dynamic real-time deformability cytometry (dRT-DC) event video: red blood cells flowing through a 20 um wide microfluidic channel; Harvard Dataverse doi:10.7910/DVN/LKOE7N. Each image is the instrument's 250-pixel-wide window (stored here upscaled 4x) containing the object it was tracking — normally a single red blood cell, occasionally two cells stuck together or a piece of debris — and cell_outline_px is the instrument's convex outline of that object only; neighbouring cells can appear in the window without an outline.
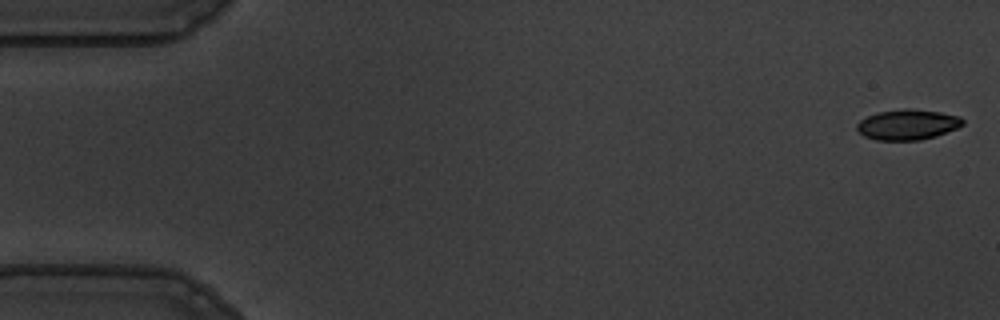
{"species": "common noctule bat (a hibernating species)", "species_latin": "Nyctalus noctula", "temperature_condition": "warm", "stored_images_in_passage": 16, "camera_frame_rate_fps": 3000, "um_per_image_px": 0.085, "animal": {"sex": "male", "body_mass_g": 19.5, "forearm_length_mm": 54.6}, "frame": {"image": 1, "passage_image": 1, "time_ms": 0.0, "image_size_px": [1000, 320], "cell_outline_px": [[964, 124], [956, 128], [936, 136], [920, 140], [876, 140], [864, 136], [856, 128], [856, 124], [860, 120], [876, 112], [904, 108], [908, 108], [940, 112], [960, 116], [964, 120]], "centroid_in_image_um": [77.14, 10.58], "position_along_channel_um": 7.9, "area_um2": 18.79}}